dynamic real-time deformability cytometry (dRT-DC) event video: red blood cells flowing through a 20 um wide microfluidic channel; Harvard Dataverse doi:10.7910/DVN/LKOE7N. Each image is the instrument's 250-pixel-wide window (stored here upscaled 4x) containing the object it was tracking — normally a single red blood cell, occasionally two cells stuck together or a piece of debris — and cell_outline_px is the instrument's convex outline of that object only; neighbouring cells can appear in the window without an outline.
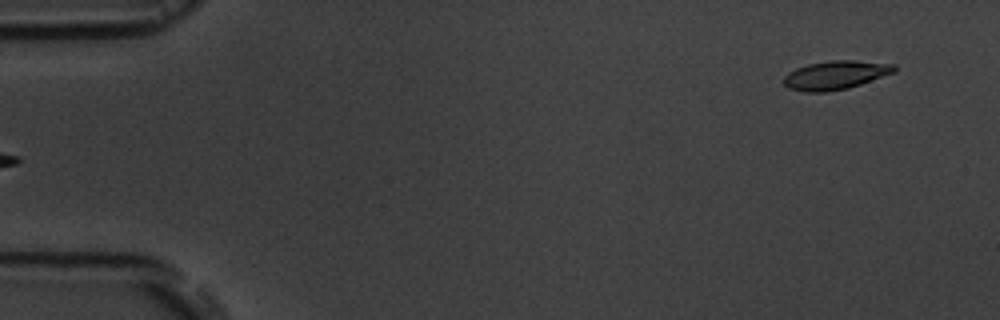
{"species": "common noctule bat (a hibernating species)", "species_latin": "Nyctalus noctula", "temperature_condition": "room temperature", "stored_images_in_passage": 3, "camera_frame_rate_fps": 3000, "um_per_image_px": 0.085, "animal": {"sex": "male", "body_mass_g": 19.5, "forearm_length_mm": 54.6}, "frame": {"image": 1, "passage_image": 3, "time_ms": 2.333, "image_size_px": [1000, 320], "cell_outline_px": [[896, 72], [848, 88], [824, 92], [804, 92], [788, 88], [784, 84], [784, 76], [788, 72], [796, 68], [808, 64], [832, 60], [852, 60], [896, 64]], "centroid_in_image_um": [71.02, 6.38], "position_along_channel_um": 14.0, "area_um2": 18.5}}